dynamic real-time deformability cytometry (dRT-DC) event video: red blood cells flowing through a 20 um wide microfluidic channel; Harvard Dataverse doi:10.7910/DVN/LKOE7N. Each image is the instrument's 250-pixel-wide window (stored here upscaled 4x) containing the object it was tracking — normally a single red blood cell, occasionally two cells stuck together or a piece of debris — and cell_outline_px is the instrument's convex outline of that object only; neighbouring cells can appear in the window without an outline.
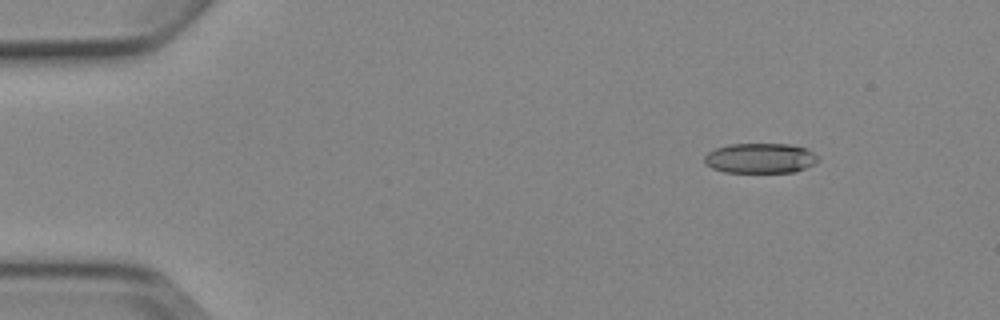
{"species": "Egyptian fruit bat (a non-hibernating species)", "species_latin": "Rousettus aegyptiacus", "temperature_condition": "cold", "stored_images_in_passage": 5, "camera_frame_rate_fps": 3000, "um_per_image_px": 0.085, "animal": {"sex": "female"}, "frame": {"image": 1, "passage_image": 1, "time_ms": 0.0, "image_size_px": [1000, 320], "cell_outline_px": [[820, 160], [804, 168], [792, 172], [724, 172], [712, 168], [704, 164], [704, 156], [708, 152], [716, 148], [728, 144], [788, 144], [804, 148], [820, 156]], "centroid_in_image_um": [64.59, 13.44], "position_along_channel_um": 20.4, "area_um2": 19.88}}
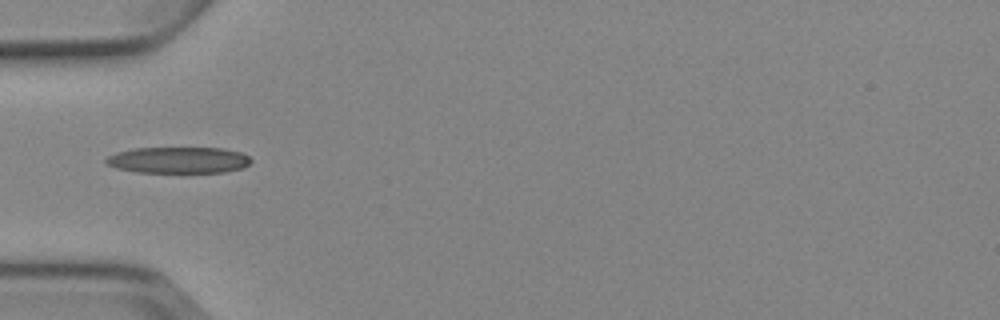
{"frame": {"image": 2, "passage_image": 4, "time_ms": 3.667, "image_size_px": [1000, 320], "cell_outline_px": [[252, 160], [244, 168], [224, 172], [136, 172], [116, 168], [108, 164], [104, 160], [108, 156], [116, 152], [136, 148], [224, 148], [240, 152], [248, 156]], "centroid_in_image_um": [15.18, 13.6], "position_along_channel_um": 69.8, "area_um2": 22.2}}
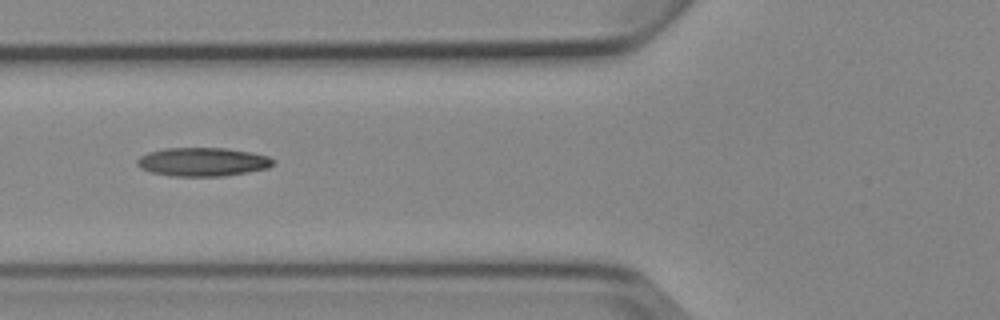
{"frame": {"image": 3, "passage_image": 5, "time_ms": 4.667, "image_size_px": [1000, 320], "cell_outline_px": [[276, 160], [268, 168], [248, 172], [224, 176], [172, 176], [152, 172], [140, 168], [136, 164], [136, 160], [140, 156], [148, 152], [164, 148], [224, 148], [252, 152], [268, 156]], "centroid_in_image_um": [17.22, 13.76], "position_along_channel_um": 108.6, "area_um2": 22.77}}